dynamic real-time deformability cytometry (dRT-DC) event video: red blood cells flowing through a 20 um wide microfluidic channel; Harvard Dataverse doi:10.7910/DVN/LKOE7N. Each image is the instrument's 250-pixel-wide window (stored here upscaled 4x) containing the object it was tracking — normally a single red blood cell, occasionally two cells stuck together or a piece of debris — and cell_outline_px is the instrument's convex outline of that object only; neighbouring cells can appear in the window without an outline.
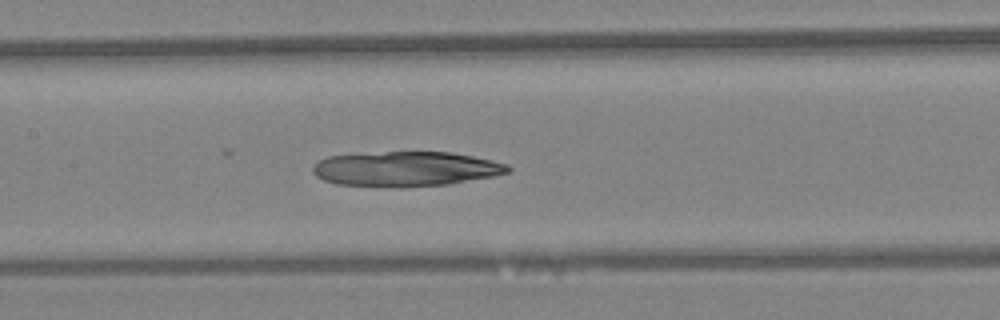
{"species": "Egyptian fruit bat (a non-hibernating species)", "species_latin": "Rousettus aegyptiacus", "temperature_condition": "warm", "stored_images_in_passage": 45, "camera_frame_rate_fps": 3000, "um_per_image_px": 0.085, "animal": {"sex": "female"}, "frame": {"image": 1, "passage_image": 22, "time_ms": 7.0, "image_size_px": [1000, 320], "cell_outline_px": [[512, 168], [508, 172], [492, 176], [448, 184], [404, 188], [380, 188], [336, 184], [324, 180], [316, 176], [312, 172], [312, 168], [320, 160], [328, 156], [388, 152], [448, 152], [472, 156], [492, 160], [508, 164]], "centroid_in_image_um": [34.47, 14.38], "position_along_channel_um": 172.9, "area_um2": 39.88}}
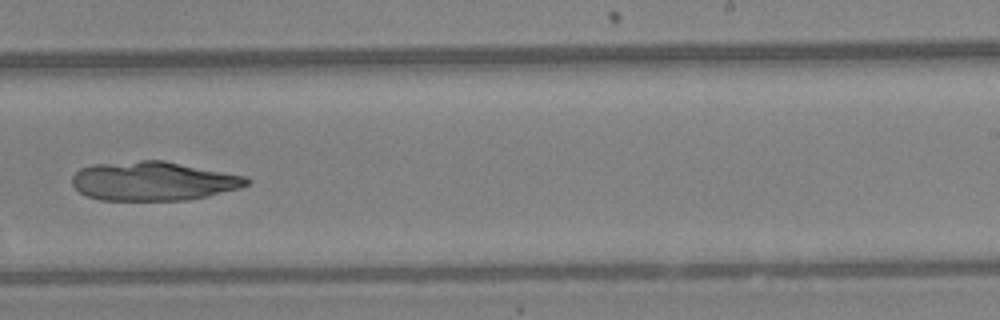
{"frame": {"image": 2, "passage_image": 29, "time_ms": 9.333, "image_size_px": [1000, 320], "cell_outline_px": [[252, 180], [248, 184], [240, 188], [208, 196], [184, 200], [100, 200], [88, 196], [80, 192], [72, 184], [72, 176], [80, 168], [92, 164], [140, 160], [164, 160], [248, 176]], "centroid_in_image_um": [13.06, 15.38], "position_along_channel_um": 275.9, "area_um2": 40.0}}
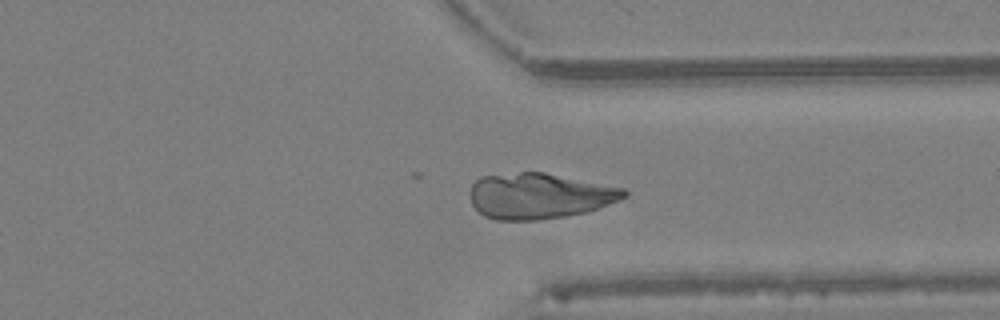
{"frame": {"image": 3, "passage_image": 35, "time_ms": 11.333, "image_size_px": [1000, 320], "cell_outline_px": [[628, 196], [608, 204], [584, 212], [564, 216], [536, 220], [496, 220], [484, 216], [472, 204], [472, 184], [480, 176], [520, 172], [544, 172], [624, 188], [628, 192]], "centroid_in_image_um": [45.83, 16.64], "position_along_channel_um": 365.6, "area_um2": 40.63}}